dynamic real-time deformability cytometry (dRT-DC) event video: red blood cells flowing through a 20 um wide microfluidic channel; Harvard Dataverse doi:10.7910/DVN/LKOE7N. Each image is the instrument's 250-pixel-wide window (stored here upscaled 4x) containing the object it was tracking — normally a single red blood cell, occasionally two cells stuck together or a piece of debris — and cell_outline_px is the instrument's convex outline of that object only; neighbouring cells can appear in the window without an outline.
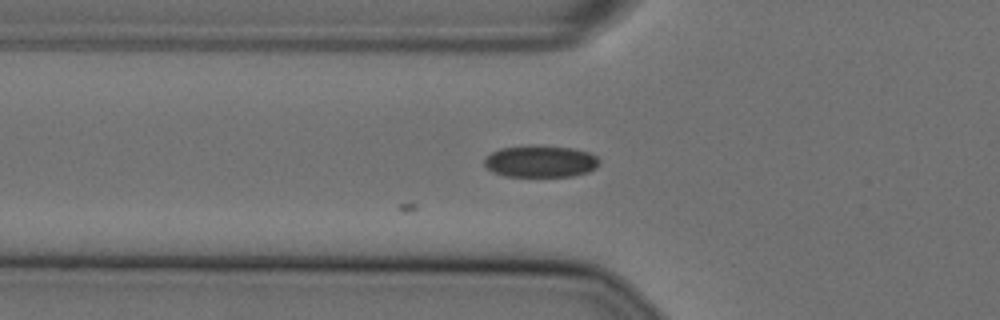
{"species": "Egyptian fruit bat (a non-hibernating species)", "species_latin": "Rousettus aegyptiacus", "temperature_condition": "cold", "stored_images_in_passage": 5, "camera_frame_rate_fps": 3000, "um_per_image_px": 0.085, "animal": {"sex": "female"}, "frame": {"image": 1, "passage_image": 5, "time_ms": 1.333, "image_size_px": [1000, 320], "cell_outline_px": [[600, 164], [596, 168], [588, 172], [572, 176], [504, 176], [492, 172], [484, 164], [484, 156], [500, 148], [532, 144], [572, 148], [588, 152], [596, 156], [600, 160]], "centroid_in_image_um": [45.93, 13.7], "position_along_channel_um": 79.9, "area_um2": 21.68}}